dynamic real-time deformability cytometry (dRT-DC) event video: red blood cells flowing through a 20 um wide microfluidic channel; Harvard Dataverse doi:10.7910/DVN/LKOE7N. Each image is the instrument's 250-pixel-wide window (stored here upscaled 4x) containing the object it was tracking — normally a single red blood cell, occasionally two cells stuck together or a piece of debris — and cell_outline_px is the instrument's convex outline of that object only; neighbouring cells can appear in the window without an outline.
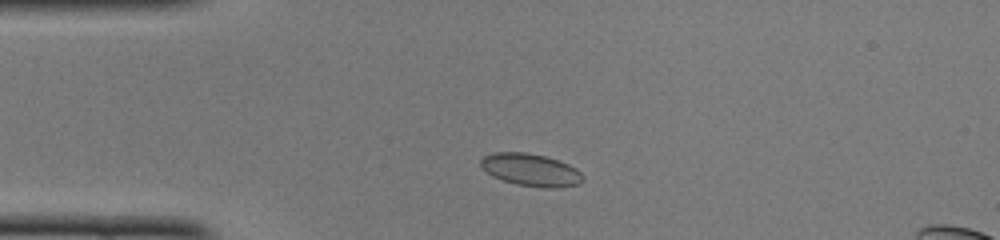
{"species": "common noctule bat (a hibernating species)", "species_latin": "Nyctalus noctula", "temperature_condition": "cold", "stored_images_in_passage": 45, "camera_frame_rate_fps": 3000, "um_per_image_px": 0.085, "animal": {"sex": "female", "body_mass_g": 22.0, "forearm_length_mm": 56.7}, "frame": {"image": 1, "passage_image": 6, "time_ms": 1.667, "image_size_px": [1000, 240], "cell_outline_px": [[584, 180], [580, 184], [556, 188], [544, 188], [516, 184], [492, 176], [480, 164], [480, 160], [484, 156], [496, 152], [528, 152], [560, 160], [576, 168], [584, 176]], "centroid_in_image_um": [45.17, 14.44], "position_along_channel_um": 39.8, "area_um2": 19.36}}
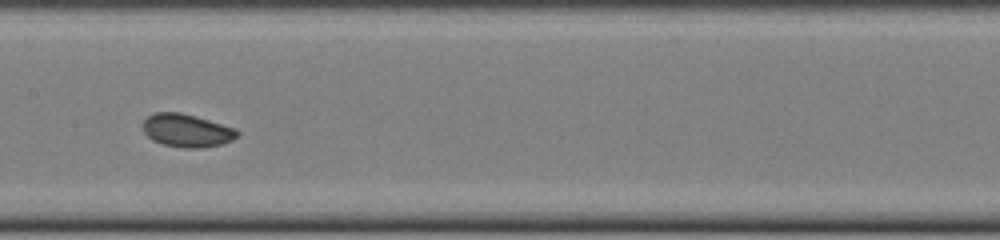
{"frame": {"image": 2, "passage_image": 19, "time_ms": 6.0, "image_size_px": [1000, 240], "cell_outline_px": [[240, 132], [232, 140], [220, 144], [200, 148], [184, 148], [164, 144], [152, 140], [144, 132], [144, 120], [148, 116], [156, 112], [180, 112], [196, 116], [236, 128]], "centroid_in_image_um": [15.89, 11.08], "position_along_channel_um": 191.5, "area_um2": 18.03}}
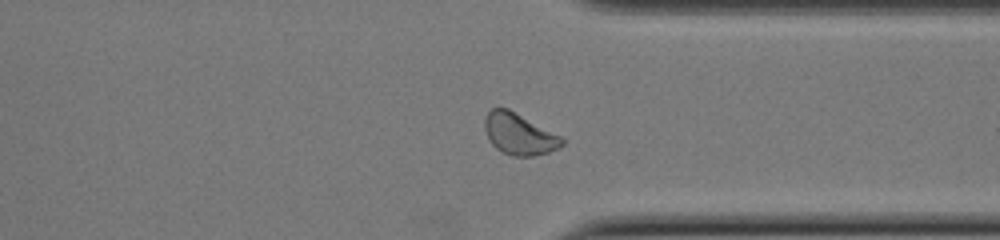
{"frame": {"image": 3, "passage_image": 32, "time_ms": 10.333, "image_size_px": [1000, 240], "cell_outline_px": [[564, 144], [548, 152], [532, 156], [512, 156], [496, 148], [488, 140], [484, 128], [484, 120], [488, 112], [492, 108], [508, 108], [560, 136], [564, 140]], "centroid_in_image_um": [44.09, 11.39], "position_along_channel_um": 367.3, "area_um2": 18.38}, "authors_computed_cell_mechanics": {"area_um2": 18.3804, "velocity_mm_per_s": 4.0581, "shape_relaxation_time_tau1_ms": 2.6016, "shape_relaxation_time_tau2_ms": 2.4246, "deformation_change_tau1": 0.0442, "deformation_change_tau2": 0.0561}}